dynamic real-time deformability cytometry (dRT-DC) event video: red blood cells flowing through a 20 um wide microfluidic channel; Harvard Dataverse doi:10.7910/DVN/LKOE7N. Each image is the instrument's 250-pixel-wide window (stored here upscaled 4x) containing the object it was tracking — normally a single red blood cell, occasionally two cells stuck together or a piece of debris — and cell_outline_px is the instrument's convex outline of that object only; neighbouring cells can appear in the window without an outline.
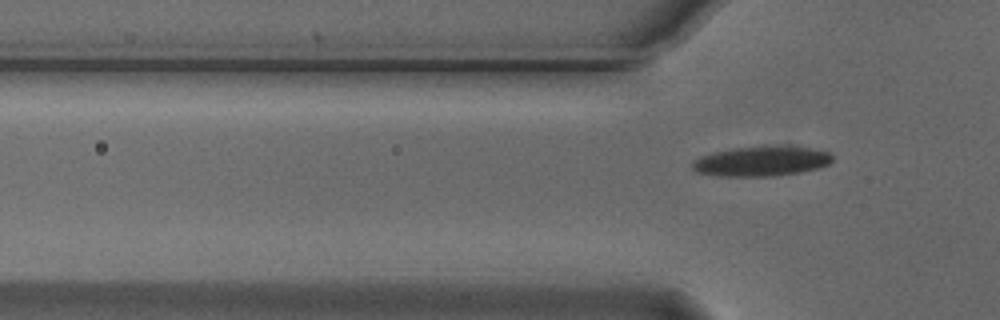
{"species": "Egyptian fruit bat (a non-hibernating species)", "species_latin": "Rousettus aegyptiacus", "temperature_condition": "cold", "stored_images_in_passage": 2, "camera_frame_rate_fps": 3000, "um_per_image_px": 0.085, "animal": {"sex": "male"}, "frame": {"image": 1, "passage_image": 2, "time_ms": 0.333, "image_size_px": [1000, 320], "cell_outline_px": [[832, 160], [828, 164], [820, 168], [800, 172], [772, 176], [716, 176], [696, 172], [692, 168], [692, 164], [700, 156], [732, 148], [776, 144], [812, 148], [828, 152], [832, 156]], "centroid_in_image_um": [64.74, 13.68], "position_along_channel_um": 61.1, "area_um2": 24.74}}